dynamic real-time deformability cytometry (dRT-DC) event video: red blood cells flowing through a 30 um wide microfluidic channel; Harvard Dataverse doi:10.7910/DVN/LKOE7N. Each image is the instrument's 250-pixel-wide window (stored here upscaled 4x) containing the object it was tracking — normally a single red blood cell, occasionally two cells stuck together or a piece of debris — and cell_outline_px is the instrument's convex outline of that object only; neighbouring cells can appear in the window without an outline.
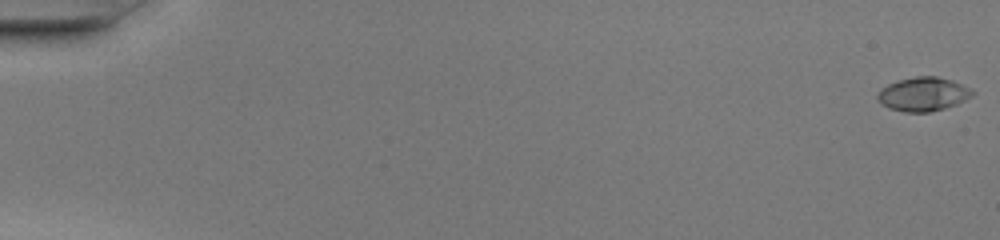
{"species": "common noctule bat (a hibernating species)", "species_latin": "Nyctalus noctula", "temperature_condition": "warm", "stored_images_in_passage": 50, "camera_frame_rate_fps": 3000, "um_per_image_px": 0.085, "animal": {"sex": "female", "body_mass_g": 20.0, "forearm_length_mm": 54.0}, "frame": {"image": 1, "passage_image": 1, "time_ms": 0.0, "image_size_px": [1000, 240], "cell_outline_px": [[976, 92], [972, 96], [956, 104], [944, 108], [928, 112], [904, 112], [888, 108], [880, 104], [876, 96], [880, 88], [888, 84], [900, 80], [916, 76], [936, 76], [952, 80]], "centroid_in_image_um": [78.43, 8.0], "position_along_channel_um": 6.6, "area_um2": 18.67}}
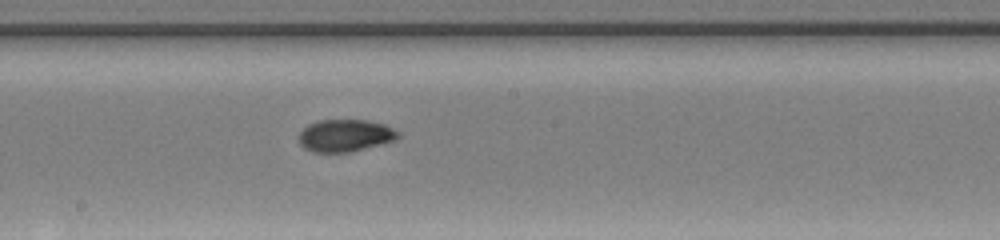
{"frame": {"image": 2, "passage_image": 29, "time_ms": 9.333, "image_size_px": [1000, 240], "cell_outline_px": [[400, 136], [396, 140], [348, 152], [312, 152], [304, 148], [300, 144], [300, 132], [308, 124], [316, 120], [364, 120], [384, 124], [400, 132]], "centroid_in_image_um": [29.34, 11.51], "position_along_channel_um": 218.9, "area_um2": 18.55}}
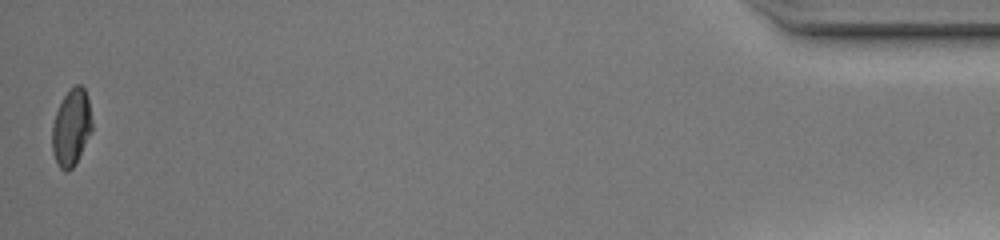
{"frame": {"image": 3, "passage_image": 50, "time_ms": 16.333, "image_size_px": [1000, 240], "cell_outline_px": [[92, 128], [76, 164], [68, 172], [64, 172], [60, 168], [52, 152], [52, 124], [56, 112], [64, 96], [76, 84], [80, 84], [84, 88], [88, 100], [92, 120]], "centroid_in_image_um": [6.05, 10.87], "position_along_channel_um": 429.1, "area_um2": 17.69}, "authors_computed_cell_mechanics": {"area_um2": 18.1492, "velocity_mm_per_s": 4.2358, "shape_relaxation_time_tau1_ms": 8.2336, "shape_relaxation_time_tau2_ms": 1.4852, "deformation_change_tau1": 0.2706, "deformation_change_tau2": 0.0483}}